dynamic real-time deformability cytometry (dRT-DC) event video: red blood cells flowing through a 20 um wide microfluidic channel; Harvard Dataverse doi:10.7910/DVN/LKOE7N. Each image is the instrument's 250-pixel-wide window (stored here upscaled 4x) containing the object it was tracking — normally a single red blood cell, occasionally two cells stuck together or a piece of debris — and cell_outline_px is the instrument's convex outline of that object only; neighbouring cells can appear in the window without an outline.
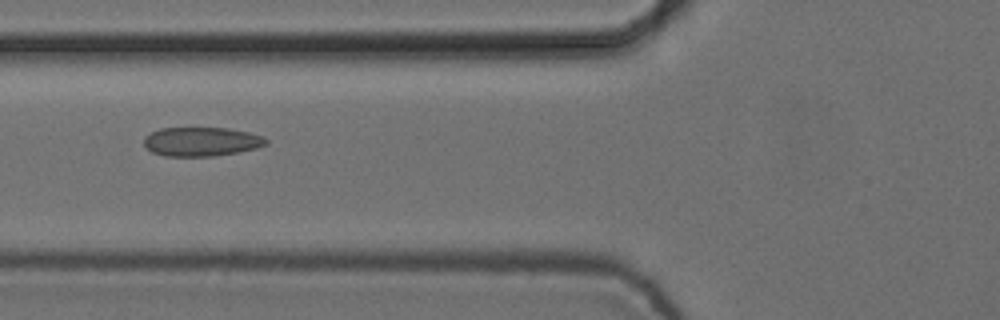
{"species": "common noctule bat (a hibernating species)", "species_latin": "Nyctalus noctula", "temperature_condition": "cold", "stored_images_in_passage": 8, "camera_frame_rate_fps": 3000, "um_per_image_px": 0.085, "animal": {"sex": "female", "body_mass_g": 24.6, "forearm_length_mm": 56.2}, "frame": {"image": 1, "passage_image": 4, "time_ms": 1.0, "image_size_px": [1000, 320], "cell_outline_px": [[268, 144], [256, 148], [236, 152], [212, 156], [164, 156], [152, 152], [144, 144], [144, 136], [160, 128], [228, 128], [248, 132], [264, 136], [268, 140]], "centroid_in_image_um": [17.13, 12.03], "position_along_channel_um": 108.7, "area_um2": 20.63}}
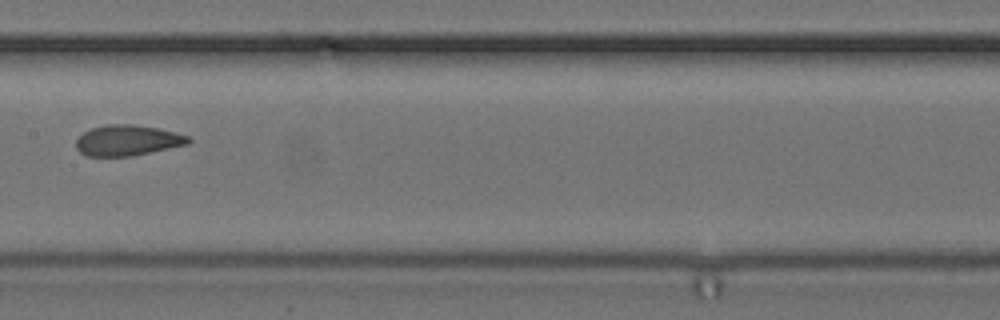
{"frame": {"image": 2, "passage_image": 6, "time_ms": 1.667, "image_size_px": [1000, 320], "cell_outline_px": [[192, 140], [188, 144], [132, 156], [88, 156], [80, 152], [76, 148], [76, 140], [84, 132], [92, 128], [104, 124], [132, 124], [156, 128], [176, 132], [188, 136]], "centroid_in_image_um": [10.84, 11.93], "position_along_channel_um": 196.6, "area_um2": 20.0}}
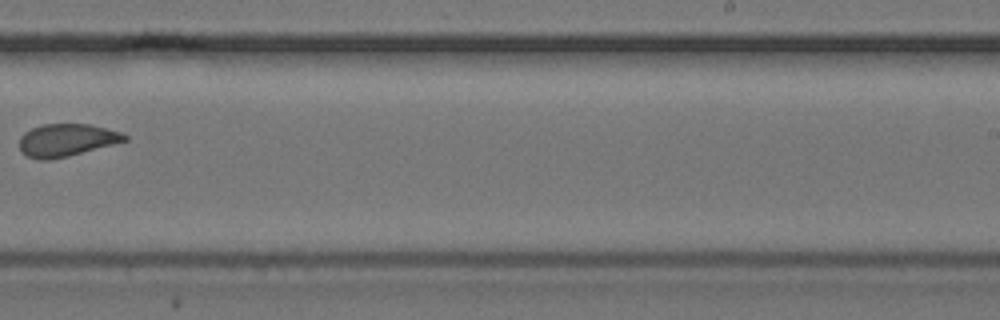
{"frame": {"image": 3, "passage_image": 8, "time_ms": 2.333, "image_size_px": [1000, 320], "cell_outline_px": [[128, 140], [68, 156], [48, 160], [40, 160], [28, 156], [20, 148], [20, 136], [24, 132], [32, 128], [44, 124], [92, 124], [120, 132], [128, 136]], "centroid_in_image_um": [5.66, 11.9], "position_along_channel_um": 283.3, "area_um2": 19.77}}